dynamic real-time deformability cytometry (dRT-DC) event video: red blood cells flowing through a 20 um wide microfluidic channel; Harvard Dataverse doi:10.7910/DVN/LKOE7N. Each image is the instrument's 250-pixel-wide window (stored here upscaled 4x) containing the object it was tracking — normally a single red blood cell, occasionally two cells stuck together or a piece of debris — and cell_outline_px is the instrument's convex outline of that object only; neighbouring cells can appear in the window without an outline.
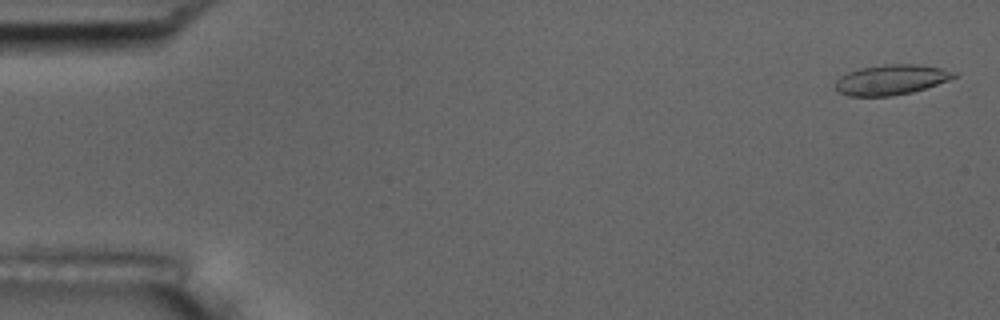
{"species": "common noctule bat (a hibernating species)", "species_latin": "Nyctalus noctula", "temperature_condition": "room temperature", "stored_images_in_passage": 55, "camera_frame_rate_fps": 3000, "um_per_image_px": 0.085, "animal": {"sex": "male", "body_mass_g": 17.5, "forearm_length_mm": 52.3}, "frame": {"image": 1, "passage_image": 2, "time_ms": 0.333, "image_size_px": [1000, 320], "cell_outline_px": [[956, 76], [948, 80], [912, 92], [892, 96], [848, 96], [836, 92], [836, 80], [840, 76], [848, 72], [860, 68], [884, 64], [912, 64], [944, 68], [956, 72]], "centroid_in_image_um": [75.71, 6.78], "position_along_channel_um": 9.3, "area_um2": 20.81}}
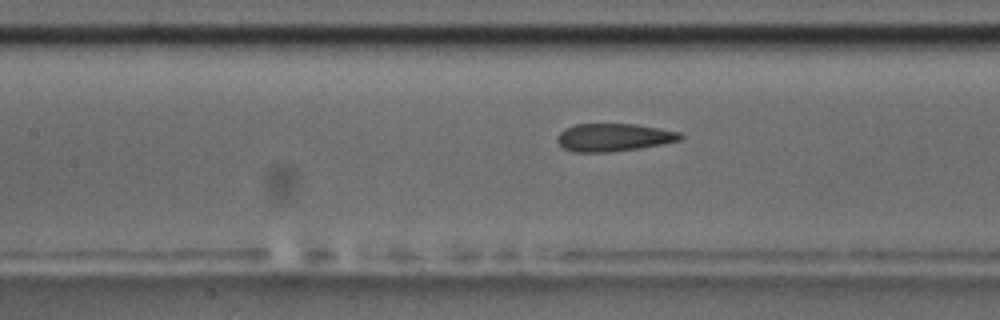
{"frame": {"image": 2, "passage_image": 25, "time_ms": 8.0, "image_size_px": [1000, 320], "cell_outline_px": [[684, 136], [680, 140], [664, 144], [640, 148], [608, 152], [572, 152], [564, 148], [556, 140], [556, 136], [564, 128], [576, 124], [636, 124], [680, 132]], "centroid_in_image_um": [52.15, 11.68], "position_along_channel_um": 155.2, "area_um2": 20.06}}
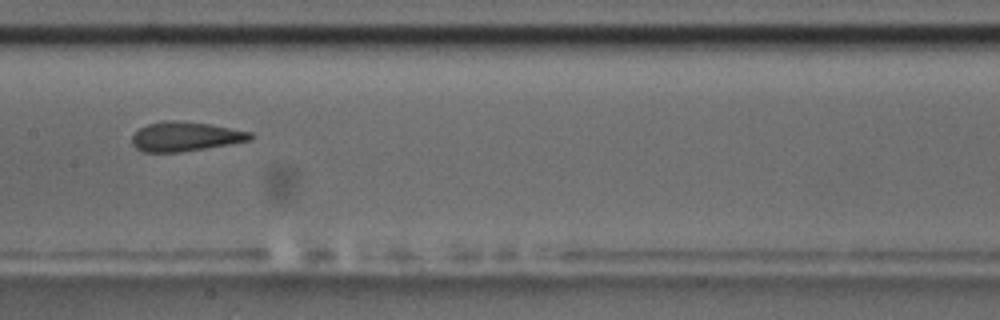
{"frame": {"image": 3, "passage_image": 28, "time_ms": 9.0, "image_size_px": [1000, 320], "cell_outline_px": [[256, 136], [252, 140], [180, 152], [144, 152], [136, 148], [132, 144], [132, 136], [140, 128], [148, 124], [164, 120], [176, 120], [208, 124], [252, 132]], "centroid_in_image_um": [15.76, 11.6], "position_along_channel_um": 191.6, "area_um2": 20.17}, "authors_computed_cell_mechanics": {"area_um2": 20.9236, "velocity_mm_per_s": 3.6737, "shape_relaxation_time_tau1_ms": null, "shape_relaxation_time_tau2_ms": 1.6837, "deformation_change_tau1": null, "deformation_change_tau2": 0.0893}}